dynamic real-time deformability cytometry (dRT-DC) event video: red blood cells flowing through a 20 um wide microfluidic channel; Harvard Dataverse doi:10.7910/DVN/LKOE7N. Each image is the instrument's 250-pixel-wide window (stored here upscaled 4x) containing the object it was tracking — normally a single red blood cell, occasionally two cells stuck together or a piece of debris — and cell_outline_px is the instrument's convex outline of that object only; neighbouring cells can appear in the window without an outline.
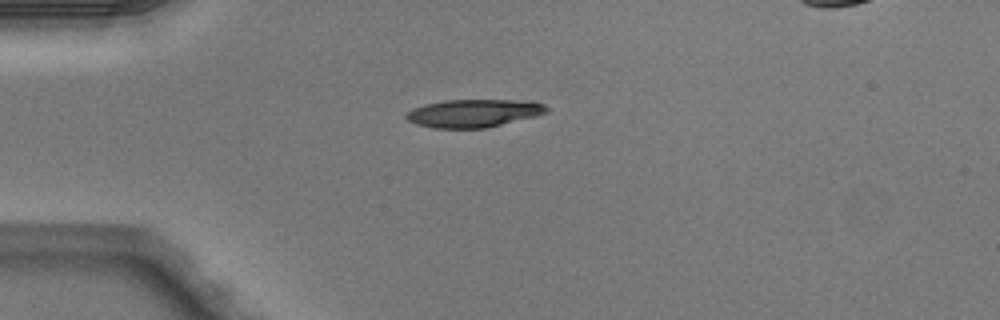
{"species": "Egyptian fruit bat (a non-hibernating species)", "species_latin": "Rousettus aegyptiacus", "temperature_condition": "warm", "stored_images_in_passage": 3, "camera_frame_rate_fps": 3000, "um_per_image_px": 0.085, "animal": {"sex": "male"}, "frame": {"image": 1, "passage_image": 1, "time_ms": 0.0, "image_size_px": [1000, 320], "cell_outline_px": [[548, 112], [536, 116], [488, 128], [432, 128], [416, 124], [408, 120], [404, 116], [412, 108], [424, 104], [444, 100], [532, 100], [544, 104], [548, 108]], "centroid_in_image_um": [40.28, 9.62], "position_along_channel_um": 44.7, "area_um2": 23.12}}
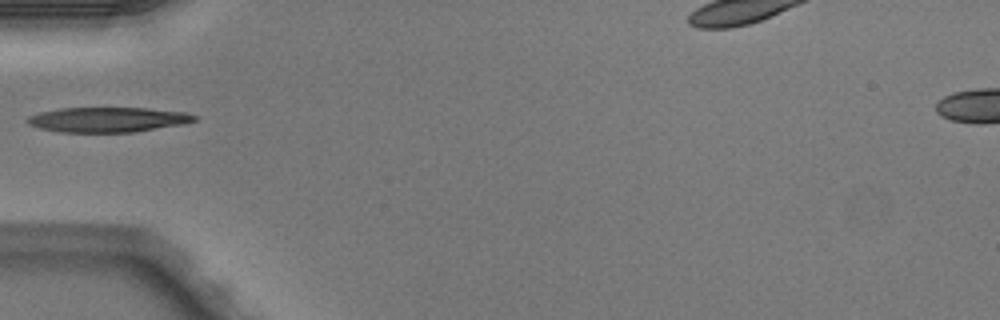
{"frame": {"image": 2, "passage_image": 2, "time_ms": 0.333, "image_size_px": [1000, 320], "cell_outline_px": [[196, 120], [184, 124], [136, 132], [60, 132], [40, 128], [28, 124], [24, 120], [28, 116], [40, 112], [60, 108], [144, 108], [188, 112], [196, 116]], "centroid_in_image_um": [9.16, 10.17], "position_along_channel_um": 75.8, "area_um2": 24.39}}
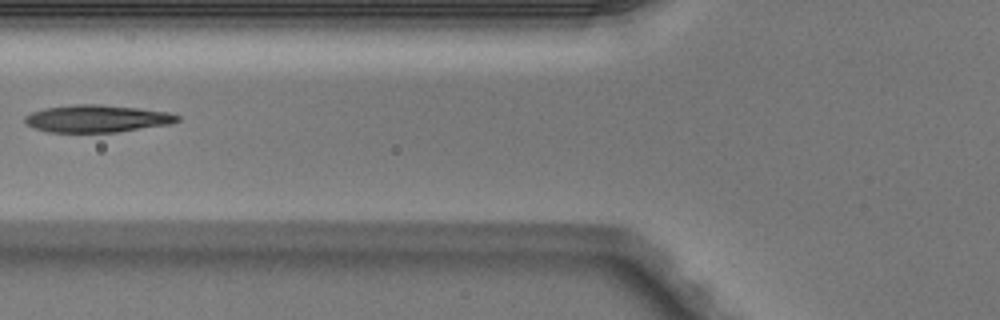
{"frame": {"image": 3, "passage_image": 3, "time_ms": 0.667, "image_size_px": [1000, 320], "cell_outline_px": [[180, 120], [172, 124], [116, 132], [48, 132], [36, 128], [28, 124], [24, 120], [24, 116], [32, 112], [44, 108], [76, 104], [100, 104], [136, 108], [168, 112], [180, 116]], "centroid_in_image_um": [8.26, 10.08], "position_along_channel_um": 117.5, "area_um2": 24.22}}